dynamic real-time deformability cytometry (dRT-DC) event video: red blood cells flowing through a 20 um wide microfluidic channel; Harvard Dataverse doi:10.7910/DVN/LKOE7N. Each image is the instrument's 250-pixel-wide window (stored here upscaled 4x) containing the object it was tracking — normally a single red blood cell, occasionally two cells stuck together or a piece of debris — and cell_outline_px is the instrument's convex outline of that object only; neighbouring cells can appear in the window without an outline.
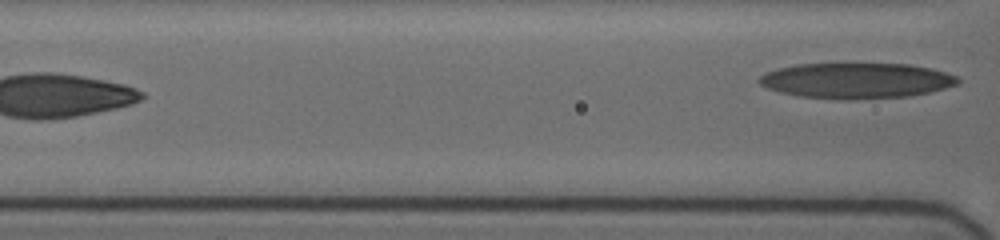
{"species": "human", "species_latin": "Homo sapiens", "temperature_condition": "cold", "stored_images_in_passage": 16, "segment_of_instrument_passage": [2, 2], "camera_frame_rate_fps": 3000, "um_per_image_px": 0.085, "donor": {"sex": "female"}, "frame": {"image": 1, "passage_image": 16, "time_ms": 7.667, "image_size_px": [1000, 240], "cell_outline_px": [[960, 80], [956, 84], [944, 88], [928, 92], [908, 96], [800, 96], [780, 92], [768, 88], [760, 84], [756, 80], [764, 72], [776, 68], [796, 64], [908, 64], [932, 68], [956, 76]], "centroid_in_image_um": [72.75, 6.79], "position_along_channel_um": 93.8, "area_um2": 39.48}}